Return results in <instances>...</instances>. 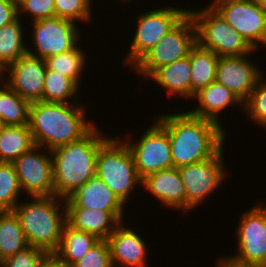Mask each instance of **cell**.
<instances>
[{
  "label": "cell",
  "mask_w": 266,
  "mask_h": 267,
  "mask_svg": "<svg viewBox=\"0 0 266 267\" xmlns=\"http://www.w3.org/2000/svg\"><path fill=\"white\" fill-rule=\"evenodd\" d=\"M156 120L168 133L175 168L209 159L224 145V127L211 120L188 112L161 114Z\"/></svg>",
  "instance_id": "6da1fadb"
},
{
  "label": "cell",
  "mask_w": 266,
  "mask_h": 267,
  "mask_svg": "<svg viewBox=\"0 0 266 267\" xmlns=\"http://www.w3.org/2000/svg\"><path fill=\"white\" fill-rule=\"evenodd\" d=\"M31 102L29 128L35 145L48 150L84 137L94 125L85 119L84 106L78 103Z\"/></svg>",
  "instance_id": "7a4b0ae2"
},
{
  "label": "cell",
  "mask_w": 266,
  "mask_h": 267,
  "mask_svg": "<svg viewBox=\"0 0 266 267\" xmlns=\"http://www.w3.org/2000/svg\"><path fill=\"white\" fill-rule=\"evenodd\" d=\"M107 139L93 127L81 139L51 150L55 196L66 199L96 174L97 153Z\"/></svg>",
  "instance_id": "3957f363"
},
{
  "label": "cell",
  "mask_w": 266,
  "mask_h": 267,
  "mask_svg": "<svg viewBox=\"0 0 266 267\" xmlns=\"http://www.w3.org/2000/svg\"><path fill=\"white\" fill-rule=\"evenodd\" d=\"M32 199L27 203H18L12 211L19 219L29 246L56 252L66 224L64 198L52 195ZM58 199L63 200V212L60 211Z\"/></svg>",
  "instance_id": "277c9868"
},
{
  "label": "cell",
  "mask_w": 266,
  "mask_h": 267,
  "mask_svg": "<svg viewBox=\"0 0 266 267\" xmlns=\"http://www.w3.org/2000/svg\"><path fill=\"white\" fill-rule=\"evenodd\" d=\"M96 174L124 205L128 202L133 187L142 182L129 147L119 137L108 138L100 146L96 158Z\"/></svg>",
  "instance_id": "5b68a950"
},
{
  "label": "cell",
  "mask_w": 266,
  "mask_h": 267,
  "mask_svg": "<svg viewBox=\"0 0 266 267\" xmlns=\"http://www.w3.org/2000/svg\"><path fill=\"white\" fill-rule=\"evenodd\" d=\"M196 27V41L218 57H237L255 51L211 6L189 10Z\"/></svg>",
  "instance_id": "8992f818"
},
{
  "label": "cell",
  "mask_w": 266,
  "mask_h": 267,
  "mask_svg": "<svg viewBox=\"0 0 266 267\" xmlns=\"http://www.w3.org/2000/svg\"><path fill=\"white\" fill-rule=\"evenodd\" d=\"M196 43L195 23L188 12L132 68L147 78L157 68L187 57Z\"/></svg>",
  "instance_id": "52a82bcc"
},
{
  "label": "cell",
  "mask_w": 266,
  "mask_h": 267,
  "mask_svg": "<svg viewBox=\"0 0 266 267\" xmlns=\"http://www.w3.org/2000/svg\"><path fill=\"white\" fill-rule=\"evenodd\" d=\"M187 9L164 7L141 13L137 20V28L125 57V64L132 67L152 49L186 14Z\"/></svg>",
  "instance_id": "ba28073f"
},
{
  "label": "cell",
  "mask_w": 266,
  "mask_h": 267,
  "mask_svg": "<svg viewBox=\"0 0 266 267\" xmlns=\"http://www.w3.org/2000/svg\"><path fill=\"white\" fill-rule=\"evenodd\" d=\"M211 6L254 50L259 43L266 48V13L257 0H214Z\"/></svg>",
  "instance_id": "9c48e42d"
},
{
  "label": "cell",
  "mask_w": 266,
  "mask_h": 267,
  "mask_svg": "<svg viewBox=\"0 0 266 267\" xmlns=\"http://www.w3.org/2000/svg\"><path fill=\"white\" fill-rule=\"evenodd\" d=\"M260 204L240 216L236 230L238 252L230 258L238 263L266 267V205Z\"/></svg>",
  "instance_id": "30bf717a"
},
{
  "label": "cell",
  "mask_w": 266,
  "mask_h": 267,
  "mask_svg": "<svg viewBox=\"0 0 266 267\" xmlns=\"http://www.w3.org/2000/svg\"><path fill=\"white\" fill-rule=\"evenodd\" d=\"M223 150L222 147L209 159L178 168L186 191V212L196 208L207 195L221 186L226 176Z\"/></svg>",
  "instance_id": "8fae6325"
},
{
  "label": "cell",
  "mask_w": 266,
  "mask_h": 267,
  "mask_svg": "<svg viewBox=\"0 0 266 267\" xmlns=\"http://www.w3.org/2000/svg\"><path fill=\"white\" fill-rule=\"evenodd\" d=\"M147 129L138 143L125 142L134 158L135 169L141 179L173 167L168 133L157 122Z\"/></svg>",
  "instance_id": "7c38bea8"
},
{
  "label": "cell",
  "mask_w": 266,
  "mask_h": 267,
  "mask_svg": "<svg viewBox=\"0 0 266 267\" xmlns=\"http://www.w3.org/2000/svg\"><path fill=\"white\" fill-rule=\"evenodd\" d=\"M32 24H34L33 43L37 52L27 49V53L31 56L46 59L78 46L80 34L74 21L55 16L33 21Z\"/></svg>",
  "instance_id": "4fadbf2b"
},
{
  "label": "cell",
  "mask_w": 266,
  "mask_h": 267,
  "mask_svg": "<svg viewBox=\"0 0 266 267\" xmlns=\"http://www.w3.org/2000/svg\"><path fill=\"white\" fill-rule=\"evenodd\" d=\"M41 148L35 145L13 162L21 190L30 197L54 195L51 150L48 155L40 152Z\"/></svg>",
  "instance_id": "5bb4252c"
},
{
  "label": "cell",
  "mask_w": 266,
  "mask_h": 267,
  "mask_svg": "<svg viewBox=\"0 0 266 267\" xmlns=\"http://www.w3.org/2000/svg\"><path fill=\"white\" fill-rule=\"evenodd\" d=\"M247 56L249 54L237 57H219L216 67L215 81L232 91L243 103L263 75L253 62L248 61Z\"/></svg>",
  "instance_id": "9a60e30c"
},
{
  "label": "cell",
  "mask_w": 266,
  "mask_h": 267,
  "mask_svg": "<svg viewBox=\"0 0 266 267\" xmlns=\"http://www.w3.org/2000/svg\"><path fill=\"white\" fill-rule=\"evenodd\" d=\"M46 69L45 59L27 53L4 70L9 73L5 82L30 103L42 101Z\"/></svg>",
  "instance_id": "2e32d148"
},
{
  "label": "cell",
  "mask_w": 266,
  "mask_h": 267,
  "mask_svg": "<svg viewBox=\"0 0 266 267\" xmlns=\"http://www.w3.org/2000/svg\"><path fill=\"white\" fill-rule=\"evenodd\" d=\"M66 208H87L110 211L120 222L124 217V204L105 185L97 174L78 186L66 199Z\"/></svg>",
  "instance_id": "e0dca14e"
},
{
  "label": "cell",
  "mask_w": 266,
  "mask_h": 267,
  "mask_svg": "<svg viewBox=\"0 0 266 267\" xmlns=\"http://www.w3.org/2000/svg\"><path fill=\"white\" fill-rule=\"evenodd\" d=\"M113 267H146L145 240L121 222L107 238ZM118 266H117V265Z\"/></svg>",
  "instance_id": "ac0fdd59"
},
{
  "label": "cell",
  "mask_w": 266,
  "mask_h": 267,
  "mask_svg": "<svg viewBox=\"0 0 266 267\" xmlns=\"http://www.w3.org/2000/svg\"><path fill=\"white\" fill-rule=\"evenodd\" d=\"M141 184L161 204L186 211V191L178 168L171 167L149 174L142 179Z\"/></svg>",
  "instance_id": "d6986e66"
},
{
  "label": "cell",
  "mask_w": 266,
  "mask_h": 267,
  "mask_svg": "<svg viewBox=\"0 0 266 267\" xmlns=\"http://www.w3.org/2000/svg\"><path fill=\"white\" fill-rule=\"evenodd\" d=\"M192 99H196L199 105L195 110L187 111L191 115L211 120L221 126L219 113L229 105L243 106V102L224 85L216 81L195 93Z\"/></svg>",
  "instance_id": "ffe728a7"
},
{
  "label": "cell",
  "mask_w": 266,
  "mask_h": 267,
  "mask_svg": "<svg viewBox=\"0 0 266 267\" xmlns=\"http://www.w3.org/2000/svg\"><path fill=\"white\" fill-rule=\"evenodd\" d=\"M66 222L78 230L107 240L109 235L121 223L110 211L87 208H66Z\"/></svg>",
  "instance_id": "44dd1931"
},
{
  "label": "cell",
  "mask_w": 266,
  "mask_h": 267,
  "mask_svg": "<svg viewBox=\"0 0 266 267\" xmlns=\"http://www.w3.org/2000/svg\"><path fill=\"white\" fill-rule=\"evenodd\" d=\"M191 65L189 55L169 65L157 68L148 78L166 88L167 94L191 99Z\"/></svg>",
  "instance_id": "7402d4cb"
},
{
  "label": "cell",
  "mask_w": 266,
  "mask_h": 267,
  "mask_svg": "<svg viewBox=\"0 0 266 267\" xmlns=\"http://www.w3.org/2000/svg\"><path fill=\"white\" fill-rule=\"evenodd\" d=\"M218 56L196 43L189 52L191 65V99L200 89L216 79Z\"/></svg>",
  "instance_id": "603a6c76"
},
{
  "label": "cell",
  "mask_w": 266,
  "mask_h": 267,
  "mask_svg": "<svg viewBox=\"0 0 266 267\" xmlns=\"http://www.w3.org/2000/svg\"><path fill=\"white\" fill-rule=\"evenodd\" d=\"M35 146L29 125L2 126L0 129V162L13 163Z\"/></svg>",
  "instance_id": "cb8c5ba5"
},
{
  "label": "cell",
  "mask_w": 266,
  "mask_h": 267,
  "mask_svg": "<svg viewBox=\"0 0 266 267\" xmlns=\"http://www.w3.org/2000/svg\"><path fill=\"white\" fill-rule=\"evenodd\" d=\"M21 17L18 16L14 21L0 28V73H5L4 70L18 58L27 54L28 46L26 47L23 41Z\"/></svg>",
  "instance_id": "d4e9b609"
},
{
  "label": "cell",
  "mask_w": 266,
  "mask_h": 267,
  "mask_svg": "<svg viewBox=\"0 0 266 267\" xmlns=\"http://www.w3.org/2000/svg\"><path fill=\"white\" fill-rule=\"evenodd\" d=\"M100 239L95 235L71 227L67 222L56 253L71 266L80 260Z\"/></svg>",
  "instance_id": "484cf974"
},
{
  "label": "cell",
  "mask_w": 266,
  "mask_h": 267,
  "mask_svg": "<svg viewBox=\"0 0 266 267\" xmlns=\"http://www.w3.org/2000/svg\"><path fill=\"white\" fill-rule=\"evenodd\" d=\"M28 242L13 211H0V262L23 251Z\"/></svg>",
  "instance_id": "4316f807"
},
{
  "label": "cell",
  "mask_w": 266,
  "mask_h": 267,
  "mask_svg": "<svg viewBox=\"0 0 266 267\" xmlns=\"http://www.w3.org/2000/svg\"><path fill=\"white\" fill-rule=\"evenodd\" d=\"M1 84V83H0ZM0 87V120L3 126L29 124L30 102L22 98L7 83Z\"/></svg>",
  "instance_id": "83f0119b"
},
{
  "label": "cell",
  "mask_w": 266,
  "mask_h": 267,
  "mask_svg": "<svg viewBox=\"0 0 266 267\" xmlns=\"http://www.w3.org/2000/svg\"><path fill=\"white\" fill-rule=\"evenodd\" d=\"M77 89L79 86L70 78L59 74L54 70L46 69L43 85L42 101L54 103H69V98H77ZM77 99V100H76Z\"/></svg>",
  "instance_id": "f1b7e54d"
},
{
  "label": "cell",
  "mask_w": 266,
  "mask_h": 267,
  "mask_svg": "<svg viewBox=\"0 0 266 267\" xmlns=\"http://www.w3.org/2000/svg\"><path fill=\"white\" fill-rule=\"evenodd\" d=\"M84 52L80 47L76 46L65 53L47 57L45 59L46 67L72 79L79 86L80 75L84 70L86 61Z\"/></svg>",
  "instance_id": "f546056e"
},
{
  "label": "cell",
  "mask_w": 266,
  "mask_h": 267,
  "mask_svg": "<svg viewBox=\"0 0 266 267\" xmlns=\"http://www.w3.org/2000/svg\"><path fill=\"white\" fill-rule=\"evenodd\" d=\"M21 187L13 163L0 162V211H12Z\"/></svg>",
  "instance_id": "4dcf8cb0"
},
{
  "label": "cell",
  "mask_w": 266,
  "mask_h": 267,
  "mask_svg": "<svg viewBox=\"0 0 266 267\" xmlns=\"http://www.w3.org/2000/svg\"><path fill=\"white\" fill-rule=\"evenodd\" d=\"M243 106L254 123L266 128V80L263 77L258 80Z\"/></svg>",
  "instance_id": "1f68e13d"
},
{
  "label": "cell",
  "mask_w": 266,
  "mask_h": 267,
  "mask_svg": "<svg viewBox=\"0 0 266 267\" xmlns=\"http://www.w3.org/2000/svg\"><path fill=\"white\" fill-rule=\"evenodd\" d=\"M92 0H54L55 16L71 21H90Z\"/></svg>",
  "instance_id": "d6a6232c"
},
{
  "label": "cell",
  "mask_w": 266,
  "mask_h": 267,
  "mask_svg": "<svg viewBox=\"0 0 266 267\" xmlns=\"http://www.w3.org/2000/svg\"><path fill=\"white\" fill-rule=\"evenodd\" d=\"M72 267H113L108 241L99 240Z\"/></svg>",
  "instance_id": "836d02e7"
},
{
  "label": "cell",
  "mask_w": 266,
  "mask_h": 267,
  "mask_svg": "<svg viewBox=\"0 0 266 267\" xmlns=\"http://www.w3.org/2000/svg\"><path fill=\"white\" fill-rule=\"evenodd\" d=\"M17 4L18 16L31 13L33 21L55 17L54 0H17Z\"/></svg>",
  "instance_id": "e575fe53"
},
{
  "label": "cell",
  "mask_w": 266,
  "mask_h": 267,
  "mask_svg": "<svg viewBox=\"0 0 266 267\" xmlns=\"http://www.w3.org/2000/svg\"><path fill=\"white\" fill-rule=\"evenodd\" d=\"M45 253L43 249L28 246L23 251L4 259L0 265L2 267H38Z\"/></svg>",
  "instance_id": "d590c367"
},
{
  "label": "cell",
  "mask_w": 266,
  "mask_h": 267,
  "mask_svg": "<svg viewBox=\"0 0 266 267\" xmlns=\"http://www.w3.org/2000/svg\"><path fill=\"white\" fill-rule=\"evenodd\" d=\"M18 17L17 0H0V28Z\"/></svg>",
  "instance_id": "8d00e7d4"
},
{
  "label": "cell",
  "mask_w": 266,
  "mask_h": 267,
  "mask_svg": "<svg viewBox=\"0 0 266 267\" xmlns=\"http://www.w3.org/2000/svg\"><path fill=\"white\" fill-rule=\"evenodd\" d=\"M38 267H72L56 252H46Z\"/></svg>",
  "instance_id": "74e56055"
},
{
  "label": "cell",
  "mask_w": 266,
  "mask_h": 267,
  "mask_svg": "<svg viewBox=\"0 0 266 267\" xmlns=\"http://www.w3.org/2000/svg\"><path fill=\"white\" fill-rule=\"evenodd\" d=\"M216 267H258L254 265L238 263L230 257H223L218 260Z\"/></svg>",
  "instance_id": "f35d334b"
},
{
  "label": "cell",
  "mask_w": 266,
  "mask_h": 267,
  "mask_svg": "<svg viewBox=\"0 0 266 267\" xmlns=\"http://www.w3.org/2000/svg\"><path fill=\"white\" fill-rule=\"evenodd\" d=\"M261 9L266 13V0H257Z\"/></svg>",
  "instance_id": "ab89813d"
},
{
  "label": "cell",
  "mask_w": 266,
  "mask_h": 267,
  "mask_svg": "<svg viewBox=\"0 0 266 267\" xmlns=\"http://www.w3.org/2000/svg\"><path fill=\"white\" fill-rule=\"evenodd\" d=\"M126 1H128V2H129V0H120V2H126Z\"/></svg>",
  "instance_id": "60d3db41"
}]
</instances>
